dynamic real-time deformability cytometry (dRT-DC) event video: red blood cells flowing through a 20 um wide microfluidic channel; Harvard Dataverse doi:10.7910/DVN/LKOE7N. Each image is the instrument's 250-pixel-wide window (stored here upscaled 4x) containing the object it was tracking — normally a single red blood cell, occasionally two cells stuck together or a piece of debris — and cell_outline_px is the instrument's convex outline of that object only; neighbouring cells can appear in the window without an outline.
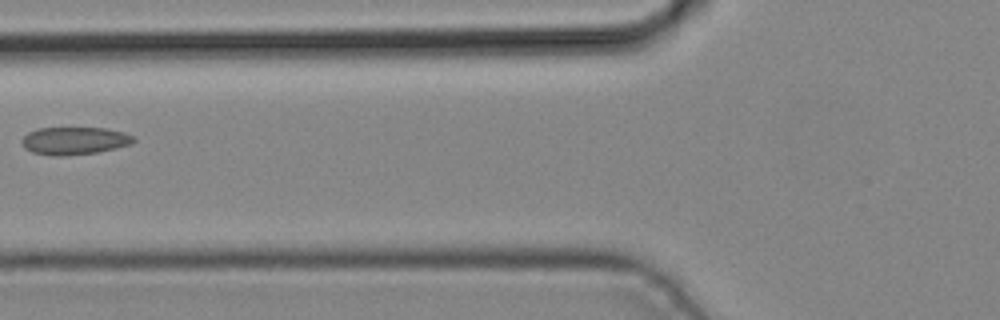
{"species": "common noctule bat (a hibernating species)", "species_latin": "Nyctalus noctula", "temperature_condition": "cold", "stored_images_in_passage": 2, "camera_frame_rate_fps": 3000, "um_per_image_px": 0.085, "animal": {"sex": "male", "body_mass_g": 19.2, "forearm_length_mm": 51.8}, "frame": {"image": 1, "passage_image": 2, "time_ms": 0.333, "image_size_px": [1000, 320], "cell_outline_px": [[136, 140], [132, 144], [116, 148], [96, 152], [64, 156], [52, 156], [32, 152], [24, 148], [20, 140], [28, 132], [36, 128], [108, 128], [124, 132], [132, 136]], "centroid_in_image_um": [6.31, 11.96], "position_along_channel_um": 119.5, "area_um2": 18.15}}